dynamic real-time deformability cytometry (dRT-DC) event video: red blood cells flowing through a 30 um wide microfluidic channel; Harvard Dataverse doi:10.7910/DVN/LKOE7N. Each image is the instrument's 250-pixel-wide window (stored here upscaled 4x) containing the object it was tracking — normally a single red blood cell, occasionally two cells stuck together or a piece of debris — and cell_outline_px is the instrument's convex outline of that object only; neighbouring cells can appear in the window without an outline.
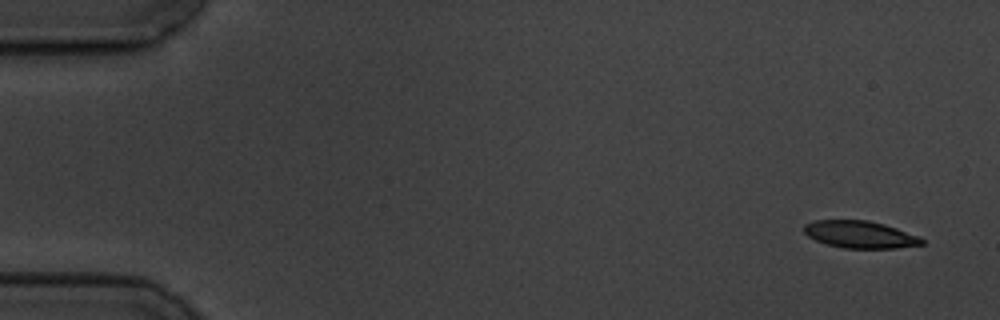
{"species": "common noctule bat (a hibernating species)", "species_latin": "Nyctalus noctula", "temperature_condition": "cold", "stored_images_in_passage": 5, "camera_frame_rate_fps": 3000, "um_per_image_px": 0.085, "animal": {"sex": "male", "body_mass_g": 19.5, "forearm_length_mm": 54.6}, "frame": {"image": 1, "passage_image": 1, "time_ms": 0.0, "image_size_px": [1000, 320], "cell_outline_px": [[924, 244], [896, 248], [844, 248], [828, 244], [816, 240], [808, 236], [804, 232], [804, 224], [816, 220], [868, 220], [884, 224], [920, 236], [924, 240]], "centroid_in_image_um": [73.12, 19.93], "position_along_channel_um": 11.9, "area_um2": 18.61}}
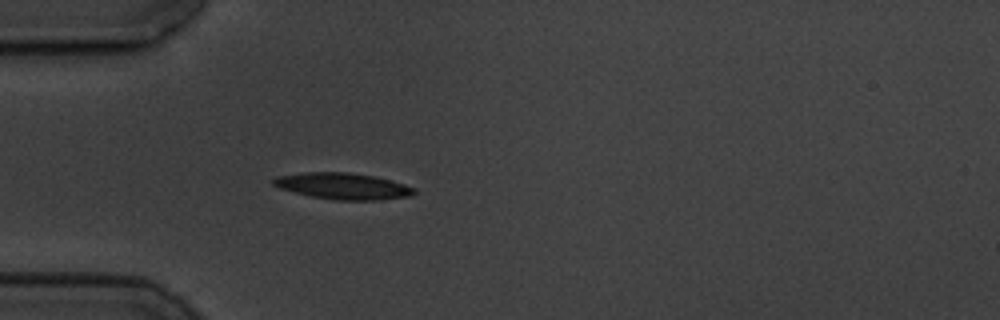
{"frame": {"image": 2, "passage_image": 5, "time_ms": 4.667, "image_size_px": [1000, 320], "cell_outline_px": [[416, 192], [408, 196], [380, 200], [336, 200], [312, 196], [280, 188], [272, 184], [272, 180], [276, 176], [304, 172], [348, 172], [376, 176], [404, 184], [416, 188]], "centroid_in_image_um": [29.16, 15.81], "position_along_channel_um": 55.8, "area_um2": 21.56}}